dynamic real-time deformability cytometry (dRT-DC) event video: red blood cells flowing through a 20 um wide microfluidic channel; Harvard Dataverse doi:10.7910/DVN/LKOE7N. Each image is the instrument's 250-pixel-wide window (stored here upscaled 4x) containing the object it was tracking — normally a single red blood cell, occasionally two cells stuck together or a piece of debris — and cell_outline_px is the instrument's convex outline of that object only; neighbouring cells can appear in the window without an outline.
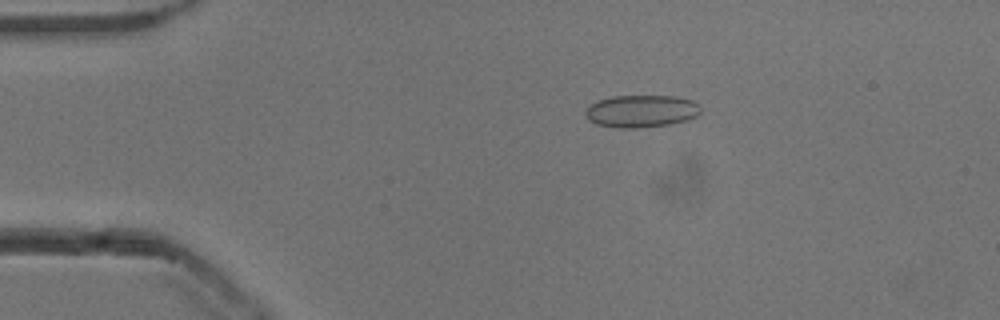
{"species": "common noctule bat (a hibernating species)", "species_latin": "Nyctalus noctula", "temperature_condition": "cold", "stored_images_in_passage": 53, "camera_frame_rate_fps": 3000, "um_per_image_px": 0.085, "animal": {"sex": "male", "body_mass_g": 13.3}, "frame": {"image": 1, "passage_image": 10, "time_ms": 3.0, "image_size_px": [1000, 320], "cell_outline_px": [[700, 112], [696, 116], [688, 120], [668, 124], [636, 128], [616, 128], [596, 124], [588, 120], [584, 112], [596, 100], [612, 96], [676, 96], [692, 100], [700, 108]], "centroid_in_image_um": [54.48, 9.45], "position_along_channel_um": 30.5, "area_um2": 21.73}}
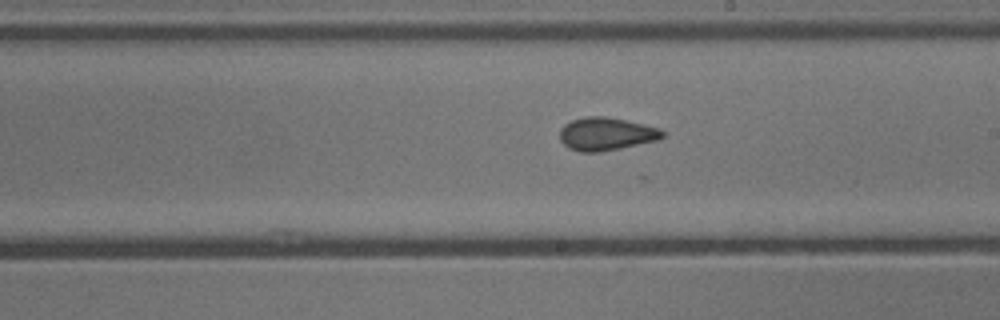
{"frame": {"image": 2, "passage_image": 30, "time_ms": 9.667, "image_size_px": [1000, 320], "cell_outline_px": [[664, 136], [656, 140], [596, 152], [580, 152], [568, 148], [560, 140], [560, 128], [564, 124], [572, 120], [584, 116], [604, 116], [644, 124], [660, 128], [664, 132]], "centroid_in_image_um": [51.48, 11.37], "position_along_channel_um": 237.5, "area_um2": 19.48}}
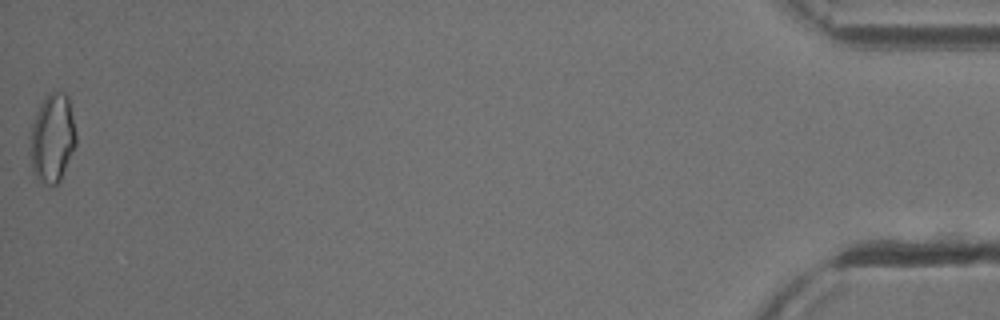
{"frame": {"image": 3, "passage_image": 53, "time_ms": 17.333, "image_size_px": [1000, 320], "cell_outline_px": [[76, 144], [60, 184], [44, 184], [36, 180], [32, 172], [28, 152], [32, 124], [36, 112], [44, 96], [48, 92], [64, 92], [68, 96], [76, 132]], "centroid_in_image_um": [4.43, 11.79], "position_along_channel_um": 430.8, "area_um2": 24.45}, "authors_computed_cell_mechanics": {"area_um2": 19.5364, "velocity_mm_per_s": 3.8617, "shape_relaxation_time_tau1_ms": null, "shape_relaxation_time_tau2_ms": 1.7894, "deformation_change_tau1": null, "deformation_change_tau2": 0.0815}}